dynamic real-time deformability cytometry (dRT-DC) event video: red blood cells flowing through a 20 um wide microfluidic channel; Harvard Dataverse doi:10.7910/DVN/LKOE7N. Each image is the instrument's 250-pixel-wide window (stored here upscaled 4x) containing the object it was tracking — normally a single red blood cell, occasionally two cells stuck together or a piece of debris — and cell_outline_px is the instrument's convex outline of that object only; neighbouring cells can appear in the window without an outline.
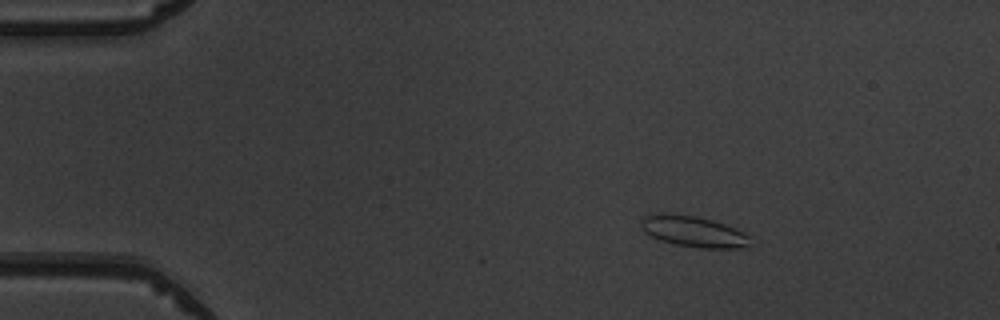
{"species": "common noctule bat (a hibernating species)", "species_latin": "Nyctalus noctula", "temperature_condition": "warm", "stored_images_in_passage": 4, "camera_frame_rate_fps": 3000, "um_per_image_px": 0.085, "animal": {"sex": "male", "body_mass_g": 19.5, "forearm_length_mm": 54.6}, "frame": {"image": 1, "passage_image": 1, "time_ms": 0.0, "image_size_px": [1000, 320], "cell_outline_px": [[748, 244], [740, 248], [700, 248], [676, 244], [660, 240], [644, 232], [640, 228], [640, 224], [644, 216], [660, 212], [696, 216], [712, 220], [724, 224], [748, 236]], "centroid_in_image_um": [58.84, 19.66], "position_along_channel_um": 26.2, "area_um2": 19.36}}
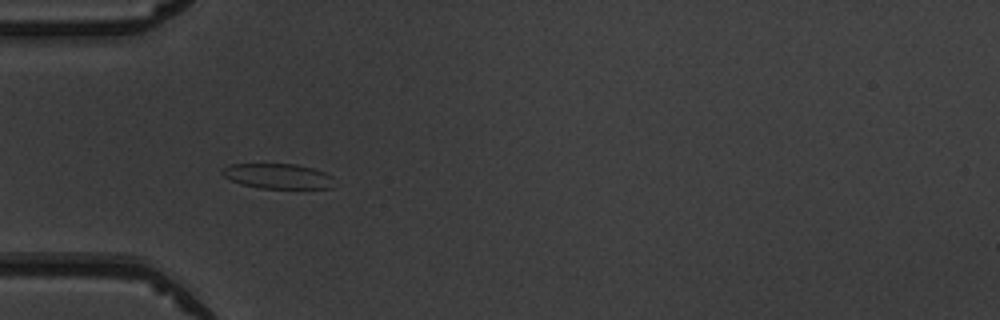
{"frame": {"image": 2, "passage_image": 3, "time_ms": 2.667, "image_size_px": [1000, 320], "cell_outline_px": [[332, 188], [260, 188], [240, 184], [224, 176], [220, 172], [224, 168], [232, 164], [296, 164], [312, 168], [324, 172], [332, 176]], "centroid_in_image_um": [23.61, 14.97], "position_along_channel_um": 61.4, "area_um2": 16.18}}